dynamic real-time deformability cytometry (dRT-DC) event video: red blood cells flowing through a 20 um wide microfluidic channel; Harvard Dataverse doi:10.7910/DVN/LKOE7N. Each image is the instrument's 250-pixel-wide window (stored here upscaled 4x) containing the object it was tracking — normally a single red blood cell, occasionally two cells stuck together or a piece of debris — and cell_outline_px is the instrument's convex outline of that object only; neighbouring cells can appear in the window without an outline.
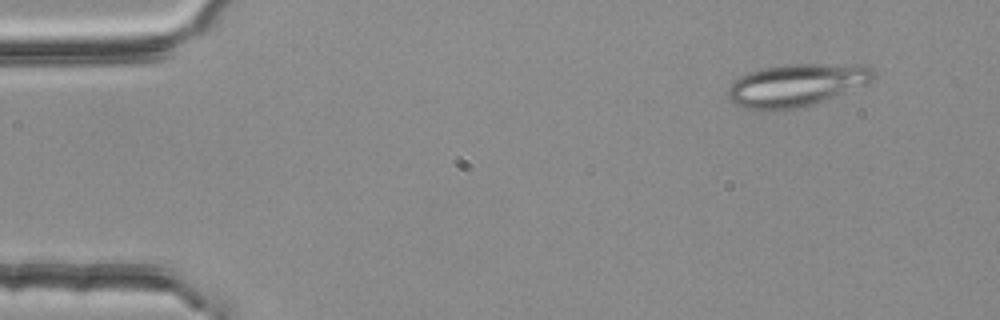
{"species": "common noctule bat (a hibernating species)", "species_latin": "Nyctalus noctula", "temperature_condition": "room temperature", "stored_images_in_passage": 6, "camera_frame_rate_fps": 3000, "um_per_image_px": 0.085, "animal": {"sex": "female", "body_mass_g": 25.1}, "frame": {"image": 1, "passage_image": 2, "time_ms": 0.333, "image_size_px": [1000, 320], "cell_outline_px": [[876, 76], [868, 84], [824, 100], [812, 104], [796, 108], [744, 108], [732, 104], [728, 96], [728, 88], [732, 80], [748, 72], [764, 68], [784, 64], [864, 64], [872, 68], [876, 72]], "centroid_in_image_um": [67.73, 7.19], "position_along_channel_um": 17.3, "area_um2": 35.95}}